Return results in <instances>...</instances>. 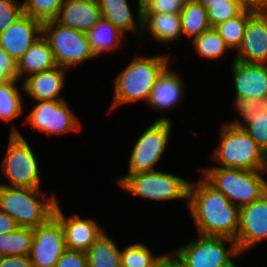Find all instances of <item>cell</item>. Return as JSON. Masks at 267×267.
<instances>
[{"label":"cell","instance_id":"cell-42","mask_svg":"<svg viewBox=\"0 0 267 267\" xmlns=\"http://www.w3.org/2000/svg\"><path fill=\"white\" fill-rule=\"evenodd\" d=\"M16 221L0 210V235L13 232L18 228Z\"/></svg>","mask_w":267,"mask_h":267},{"label":"cell","instance_id":"cell-34","mask_svg":"<svg viewBox=\"0 0 267 267\" xmlns=\"http://www.w3.org/2000/svg\"><path fill=\"white\" fill-rule=\"evenodd\" d=\"M249 136L267 154V110L256 114L244 127Z\"/></svg>","mask_w":267,"mask_h":267},{"label":"cell","instance_id":"cell-11","mask_svg":"<svg viewBox=\"0 0 267 267\" xmlns=\"http://www.w3.org/2000/svg\"><path fill=\"white\" fill-rule=\"evenodd\" d=\"M32 110L27 113L23 124L46 135H64L80 132L82 124L66 100L34 101Z\"/></svg>","mask_w":267,"mask_h":267},{"label":"cell","instance_id":"cell-12","mask_svg":"<svg viewBox=\"0 0 267 267\" xmlns=\"http://www.w3.org/2000/svg\"><path fill=\"white\" fill-rule=\"evenodd\" d=\"M33 232L29 253L33 267H56L57 261L67 249L59 219L53 215L45 223L33 228Z\"/></svg>","mask_w":267,"mask_h":267},{"label":"cell","instance_id":"cell-28","mask_svg":"<svg viewBox=\"0 0 267 267\" xmlns=\"http://www.w3.org/2000/svg\"><path fill=\"white\" fill-rule=\"evenodd\" d=\"M257 10L254 7L247 6L239 15L215 27L231 50L236 51L241 45L248 19Z\"/></svg>","mask_w":267,"mask_h":267},{"label":"cell","instance_id":"cell-7","mask_svg":"<svg viewBox=\"0 0 267 267\" xmlns=\"http://www.w3.org/2000/svg\"><path fill=\"white\" fill-rule=\"evenodd\" d=\"M189 185V180L159 170L127 175L118 184L124 192L149 201L171 202L183 200L186 203H188Z\"/></svg>","mask_w":267,"mask_h":267},{"label":"cell","instance_id":"cell-18","mask_svg":"<svg viewBox=\"0 0 267 267\" xmlns=\"http://www.w3.org/2000/svg\"><path fill=\"white\" fill-rule=\"evenodd\" d=\"M170 66L158 78L152 88L147 107L156 112L170 111L183 102L186 88L181 74L175 72Z\"/></svg>","mask_w":267,"mask_h":267},{"label":"cell","instance_id":"cell-36","mask_svg":"<svg viewBox=\"0 0 267 267\" xmlns=\"http://www.w3.org/2000/svg\"><path fill=\"white\" fill-rule=\"evenodd\" d=\"M23 15L22 1L0 0V34Z\"/></svg>","mask_w":267,"mask_h":267},{"label":"cell","instance_id":"cell-27","mask_svg":"<svg viewBox=\"0 0 267 267\" xmlns=\"http://www.w3.org/2000/svg\"><path fill=\"white\" fill-rule=\"evenodd\" d=\"M180 16L182 33L188 39L192 40L211 28L207 9L196 0H188Z\"/></svg>","mask_w":267,"mask_h":267},{"label":"cell","instance_id":"cell-25","mask_svg":"<svg viewBox=\"0 0 267 267\" xmlns=\"http://www.w3.org/2000/svg\"><path fill=\"white\" fill-rule=\"evenodd\" d=\"M105 230L85 252L88 267H121V249Z\"/></svg>","mask_w":267,"mask_h":267},{"label":"cell","instance_id":"cell-40","mask_svg":"<svg viewBox=\"0 0 267 267\" xmlns=\"http://www.w3.org/2000/svg\"><path fill=\"white\" fill-rule=\"evenodd\" d=\"M0 267H33L29 255L1 256Z\"/></svg>","mask_w":267,"mask_h":267},{"label":"cell","instance_id":"cell-2","mask_svg":"<svg viewBox=\"0 0 267 267\" xmlns=\"http://www.w3.org/2000/svg\"><path fill=\"white\" fill-rule=\"evenodd\" d=\"M169 55L133 56L130 62L114 78V95L110 110L137 101L149 100L154 84L171 66Z\"/></svg>","mask_w":267,"mask_h":267},{"label":"cell","instance_id":"cell-16","mask_svg":"<svg viewBox=\"0 0 267 267\" xmlns=\"http://www.w3.org/2000/svg\"><path fill=\"white\" fill-rule=\"evenodd\" d=\"M40 36L42 23L23 14L0 34V47L18 62Z\"/></svg>","mask_w":267,"mask_h":267},{"label":"cell","instance_id":"cell-35","mask_svg":"<svg viewBox=\"0 0 267 267\" xmlns=\"http://www.w3.org/2000/svg\"><path fill=\"white\" fill-rule=\"evenodd\" d=\"M247 5H220L207 8L208 21L211 28H215L228 19L239 15Z\"/></svg>","mask_w":267,"mask_h":267},{"label":"cell","instance_id":"cell-5","mask_svg":"<svg viewBox=\"0 0 267 267\" xmlns=\"http://www.w3.org/2000/svg\"><path fill=\"white\" fill-rule=\"evenodd\" d=\"M221 128L218 147L210 156L214 165L243 170H267V154L244 128L225 123H222Z\"/></svg>","mask_w":267,"mask_h":267},{"label":"cell","instance_id":"cell-13","mask_svg":"<svg viewBox=\"0 0 267 267\" xmlns=\"http://www.w3.org/2000/svg\"><path fill=\"white\" fill-rule=\"evenodd\" d=\"M235 241L241 254L267 241V193L239 208V227Z\"/></svg>","mask_w":267,"mask_h":267},{"label":"cell","instance_id":"cell-9","mask_svg":"<svg viewBox=\"0 0 267 267\" xmlns=\"http://www.w3.org/2000/svg\"><path fill=\"white\" fill-rule=\"evenodd\" d=\"M169 117H160L148 125L132 147L128 160L127 174L119 177L118 184L130 174L157 170V163L162 160L168 145L172 125Z\"/></svg>","mask_w":267,"mask_h":267},{"label":"cell","instance_id":"cell-21","mask_svg":"<svg viewBox=\"0 0 267 267\" xmlns=\"http://www.w3.org/2000/svg\"><path fill=\"white\" fill-rule=\"evenodd\" d=\"M98 3L103 19L111 22L126 36L128 32H134L139 35L140 39L143 19L142 5H138L134 15L128 0H98Z\"/></svg>","mask_w":267,"mask_h":267},{"label":"cell","instance_id":"cell-37","mask_svg":"<svg viewBox=\"0 0 267 267\" xmlns=\"http://www.w3.org/2000/svg\"><path fill=\"white\" fill-rule=\"evenodd\" d=\"M188 0H147L142 4V13L180 14Z\"/></svg>","mask_w":267,"mask_h":267},{"label":"cell","instance_id":"cell-17","mask_svg":"<svg viewBox=\"0 0 267 267\" xmlns=\"http://www.w3.org/2000/svg\"><path fill=\"white\" fill-rule=\"evenodd\" d=\"M232 80L236 97L259 99L267 97V64L232 60Z\"/></svg>","mask_w":267,"mask_h":267},{"label":"cell","instance_id":"cell-31","mask_svg":"<svg viewBox=\"0 0 267 267\" xmlns=\"http://www.w3.org/2000/svg\"><path fill=\"white\" fill-rule=\"evenodd\" d=\"M143 243H133L121 249V267H155L161 255L153 254Z\"/></svg>","mask_w":267,"mask_h":267},{"label":"cell","instance_id":"cell-26","mask_svg":"<svg viewBox=\"0 0 267 267\" xmlns=\"http://www.w3.org/2000/svg\"><path fill=\"white\" fill-rule=\"evenodd\" d=\"M18 79L0 82V120L8 123L24 115L23 84ZM20 85V88H19ZM18 86V87H17Z\"/></svg>","mask_w":267,"mask_h":267},{"label":"cell","instance_id":"cell-22","mask_svg":"<svg viewBox=\"0 0 267 267\" xmlns=\"http://www.w3.org/2000/svg\"><path fill=\"white\" fill-rule=\"evenodd\" d=\"M142 33L141 37L149 32L154 42L158 44H172L183 38L181 28V16L174 13H142Z\"/></svg>","mask_w":267,"mask_h":267},{"label":"cell","instance_id":"cell-45","mask_svg":"<svg viewBox=\"0 0 267 267\" xmlns=\"http://www.w3.org/2000/svg\"><path fill=\"white\" fill-rule=\"evenodd\" d=\"M145 1H147V0H137L136 2H137V6L138 5H142Z\"/></svg>","mask_w":267,"mask_h":267},{"label":"cell","instance_id":"cell-19","mask_svg":"<svg viewBox=\"0 0 267 267\" xmlns=\"http://www.w3.org/2000/svg\"><path fill=\"white\" fill-rule=\"evenodd\" d=\"M67 71L58 66L48 71L29 75L21 82L24 89L22 94L27 95L33 101L65 100L61 93L67 79Z\"/></svg>","mask_w":267,"mask_h":267},{"label":"cell","instance_id":"cell-20","mask_svg":"<svg viewBox=\"0 0 267 267\" xmlns=\"http://www.w3.org/2000/svg\"><path fill=\"white\" fill-rule=\"evenodd\" d=\"M101 19L98 0H64L55 21L63 26L87 33Z\"/></svg>","mask_w":267,"mask_h":267},{"label":"cell","instance_id":"cell-24","mask_svg":"<svg viewBox=\"0 0 267 267\" xmlns=\"http://www.w3.org/2000/svg\"><path fill=\"white\" fill-rule=\"evenodd\" d=\"M86 34L96 57L123 47V40L126 39L122 31L103 18Z\"/></svg>","mask_w":267,"mask_h":267},{"label":"cell","instance_id":"cell-44","mask_svg":"<svg viewBox=\"0 0 267 267\" xmlns=\"http://www.w3.org/2000/svg\"><path fill=\"white\" fill-rule=\"evenodd\" d=\"M243 2L249 6L258 10L267 9V0H243Z\"/></svg>","mask_w":267,"mask_h":267},{"label":"cell","instance_id":"cell-29","mask_svg":"<svg viewBox=\"0 0 267 267\" xmlns=\"http://www.w3.org/2000/svg\"><path fill=\"white\" fill-rule=\"evenodd\" d=\"M33 237V228L28 227H18L13 232L1 234L0 257L29 255Z\"/></svg>","mask_w":267,"mask_h":267},{"label":"cell","instance_id":"cell-6","mask_svg":"<svg viewBox=\"0 0 267 267\" xmlns=\"http://www.w3.org/2000/svg\"><path fill=\"white\" fill-rule=\"evenodd\" d=\"M6 154L1 162V171L11 187L41 188L38 158L21 132L10 128Z\"/></svg>","mask_w":267,"mask_h":267},{"label":"cell","instance_id":"cell-14","mask_svg":"<svg viewBox=\"0 0 267 267\" xmlns=\"http://www.w3.org/2000/svg\"><path fill=\"white\" fill-rule=\"evenodd\" d=\"M233 60L267 64V9L257 10L249 19L241 45Z\"/></svg>","mask_w":267,"mask_h":267},{"label":"cell","instance_id":"cell-33","mask_svg":"<svg viewBox=\"0 0 267 267\" xmlns=\"http://www.w3.org/2000/svg\"><path fill=\"white\" fill-rule=\"evenodd\" d=\"M233 103L239 117H235L230 122L224 121L223 123L232 124L235 127L243 128L252 120L254 115L263 113L264 110H267V97L259 99H244L235 96Z\"/></svg>","mask_w":267,"mask_h":267},{"label":"cell","instance_id":"cell-10","mask_svg":"<svg viewBox=\"0 0 267 267\" xmlns=\"http://www.w3.org/2000/svg\"><path fill=\"white\" fill-rule=\"evenodd\" d=\"M42 36L53 51L57 65L68 72L77 64L97 58L91 50L87 34L83 31L52 20L42 23Z\"/></svg>","mask_w":267,"mask_h":267},{"label":"cell","instance_id":"cell-38","mask_svg":"<svg viewBox=\"0 0 267 267\" xmlns=\"http://www.w3.org/2000/svg\"><path fill=\"white\" fill-rule=\"evenodd\" d=\"M56 267H88L86 253L66 249L57 261Z\"/></svg>","mask_w":267,"mask_h":267},{"label":"cell","instance_id":"cell-15","mask_svg":"<svg viewBox=\"0 0 267 267\" xmlns=\"http://www.w3.org/2000/svg\"><path fill=\"white\" fill-rule=\"evenodd\" d=\"M60 206L57 203L54 215L59 219L63 228L67 249L86 252L105 230L104 227L93 218L83 219L78 213L66 216Z\"/></svg>","mask_w":267,"mask_h":267},{"label":"cell","instance_id":"cell-1","mask_svg":"<svg viewBox=\"0 0 267 267\" xmlns=\"http://www.w3.org/2000/svg\"><path fill=\"white\" fill-rule=\"evenodd\" d=\"M186 205L195 223L196 234L236 239L239 207L202 176L197 181H190Z\"/></svg>","mask_w":267,"mask_h":267},{"label":"cell","instance_id":"cell-32","mask_svg":"<svg viewBox=\"0 0 267 267\" xmlns=\"http://www.w3.org/2000/svg\"><path fill=\"white\" fill-rule=\"evenodd\" d=\"M64 0H23V14L41 23L55 20Z\"/></svg>","mask_w":267,"mask_h":267},{"label":"cell","instance_id":"cell-8","mask_svg":"<svg viewBox=\"0 0 267 267\" xmlns=\"http://www.w3.org/2000/svg\"><path fill=\"white\" fill-rule=\"evenodd\" d=\"M197 236V239L173 250L185 267H238L233 260L242 254L235 240L221 236Z\"/></svg>","mask_w":267,"mask_h":267},{"label":"cell","instance_id":"cell-30","mask_svg":"<svg viewBox=\"0 0 267 267\" xmlns=\"http://www.w3.org/2000/svg\"><path fill=\"white\" fill-rule=\"evenodd\" d=\"M199 56L207 60H219L231 51L215 28H210L200 36L192 39L191 43Z\"/></svg>","mask_w":267,"mask_h":267},{"label":"cell","instance_id":"cell-23","mask_svg":"<svg viewBox=\"0 0 267 267\" xmlns=\"http://www.w3.org/2000/svg\"><path fill=\"white\" fill-rule=\"evenodd\" d=\"M58 67L48 42L40 36L17 62L18 80L29 75Z\"/></svg>","mask_w":267,"mask_h":267},{"label":"cell","instance_id":"cell-39","mask_svg":"<svg viewBox=\"0 0 267 267\" xmlns=\"http://www.w3.org/2000/svg\"><path fill=\"white\" fill-rule=\"evenodd\" d=\"M18 79L17 62L0 47V82Z\"/></svg>","mask_w":267,"mask_h":267},{"label":"cell","instance_id":"cell-4","mask_svg":"<svg viewBox=\"0 0 267 267\" xmlns=\"http://www.w3.org/2000/svg\"><path fill=\"white\" fill-rule=\"evenodd\" d=\"M58 200L40 188L11 187L0 184V210L19 227L35 228L54 215Z\"/></svg>","mask_w":267,"mask_h":267},{"label":"cell","instance_id":"cell-41","mask_svg":"<svg viewBox=\"0 0 267 267\" xmlns=\"http://www.w3.org/2000/svg\"><path fill=\"white\" fill-rule=\"evenodd\" d=\"M155 267H185V264L173 251H170L169 254H162Z\"/></svg>","mask_w":267,"mask_h":267},{"label":"cell","instance_id":"cell-3","mask_svg":"<svg viewBox=\"0 0 267 267\" xmlns=\"http://www.w3.org/2000/svg\"><path fill=\"white\" fill-rule=\"evenodd\" d=\"M202 177L239 208L267 193V170H243L212 166L198 169ZM265 176V177H264Z\"/></svg>","mask_w":267,"mask_h":267},{"label":"cell","instance_id":"cell-43","mask_svg":"<svg viewBox=\"0 0 267 267\" xmlns=\"http://www.w3.org/2000/svg\"><path fill=\"white\" fill-rule=\"evenodd\" d=\"M203 7L210 8L211 6L220 5H246L243 0H196Z\"/></svg>","mask_w":267,"mask_h":267}]
</instances>
